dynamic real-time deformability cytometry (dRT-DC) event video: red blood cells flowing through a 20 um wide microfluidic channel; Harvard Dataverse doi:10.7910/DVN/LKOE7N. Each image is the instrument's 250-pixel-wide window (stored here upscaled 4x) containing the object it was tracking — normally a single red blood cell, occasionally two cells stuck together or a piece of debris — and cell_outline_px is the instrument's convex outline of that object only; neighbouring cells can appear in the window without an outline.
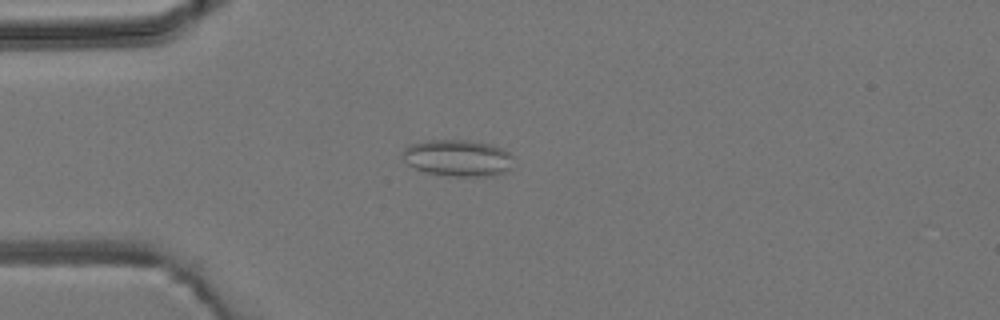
{"species": "common noctule bat (a hibernating species)", "species_latin": "Nyctalus noctula", "temperature_condition": "room temperature", "stored_images_in_passage": 4, "camera_frame_rate_fps": 3000, "um_per_image_px": 0.085, "animal": {"sex": "male", "body_mass_g": 19.2, "forearm_length_mm": 51.8}, "frame": {"image": 1, "passage_image": 4, "time_ms": 3.333, "image_size_px": [1000, 320], "cell_outline_px": [[512, 168], [496, 176], [448, 176], [424, 172], [408, 164], [404, 160], [404, 148], [412, 144], [428, 140], [468, 140], [492, 144], [504, 148], [512, 156]], "centroid_in_image_um": [38.96, 13.43], "position_along_channel_um": 46.0, "area_um2": 23.81}}